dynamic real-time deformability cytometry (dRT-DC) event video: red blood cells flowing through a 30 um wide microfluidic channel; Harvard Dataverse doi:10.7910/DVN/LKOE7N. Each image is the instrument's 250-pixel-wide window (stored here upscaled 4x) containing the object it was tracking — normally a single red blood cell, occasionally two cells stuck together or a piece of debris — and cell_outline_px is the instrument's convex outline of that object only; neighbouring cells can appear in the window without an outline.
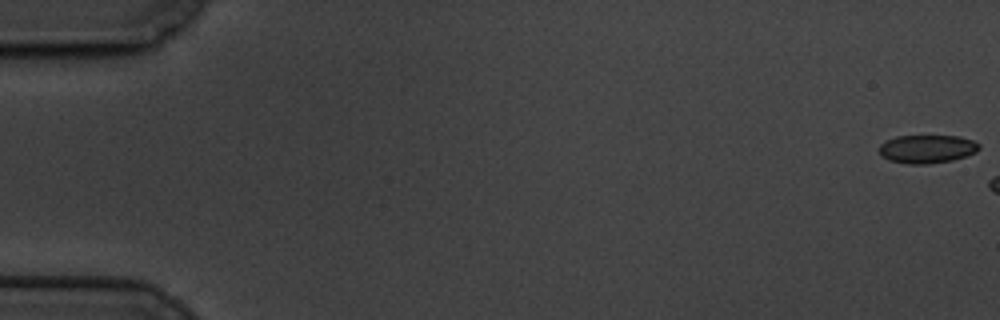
{"species": "common noctule bat (a hibernating species)", "species_latin": "Nyctalus noctula", "temperature_condition": "cold", "stored_images_in_passage": 7, "camera_frame_rate_fps": 3000, "um_per_image_px": 0.085, "animal": {"sex": "male", "body_mass_g": 19.5, "forearm_length_mm": 54.6}, "frame": {"image": 1, "passage_image": 1, "time_ms": 0.0, "image_size_px": [1000, 320], "cell_outline_px": [[980, 148], [976, 152], [952, 160], [928, 164], [908, 164], [888, 160], [880, 156], [880, 144], [884, 140], [896, 136], [960, 136], [972, 140], [980, 144]], "centroid_in_image_um": [78.77, 12.66], "position_along_channel_um": 6.2, "area_um2": 16.59}}